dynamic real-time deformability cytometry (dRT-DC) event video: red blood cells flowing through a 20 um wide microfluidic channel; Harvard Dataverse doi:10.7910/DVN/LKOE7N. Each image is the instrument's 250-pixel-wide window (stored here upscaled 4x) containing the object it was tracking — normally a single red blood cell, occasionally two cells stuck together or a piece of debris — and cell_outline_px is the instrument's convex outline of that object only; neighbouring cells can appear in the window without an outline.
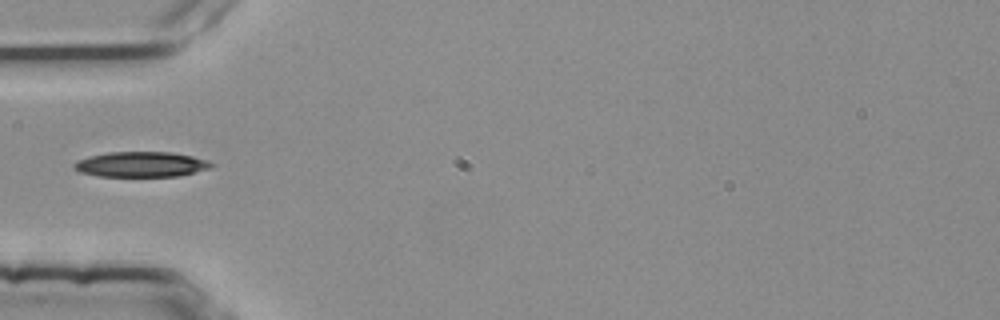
{"species": "common noctule bat (a hibernating species)", "species_latin": "Nyctalus noctula", "temperature_condition": "room temperature", "stored_images_in_passage": 1, "camera_frame_rate_fps": 3000, "um_per_image_px": 0.085, "animal": {"sex": "female", "body_mass_g": 25.1}, "frame": {"image": 1, "passage_image": 1, "time_ms": 0.0, "image_size_px": [1000, 320], "cell_outline_px": [[216, 164], [212, 168], [180, 176], [100, 176], [80, 172], [72, 164], [76, 160], [88, 156], [108, 152], [168, 152], [192, 156], [208, 160]], "centroid_in_image_um": [12.03, 13.97], "position_along_channel_um": 73.0, "area_um2": 20.29}}